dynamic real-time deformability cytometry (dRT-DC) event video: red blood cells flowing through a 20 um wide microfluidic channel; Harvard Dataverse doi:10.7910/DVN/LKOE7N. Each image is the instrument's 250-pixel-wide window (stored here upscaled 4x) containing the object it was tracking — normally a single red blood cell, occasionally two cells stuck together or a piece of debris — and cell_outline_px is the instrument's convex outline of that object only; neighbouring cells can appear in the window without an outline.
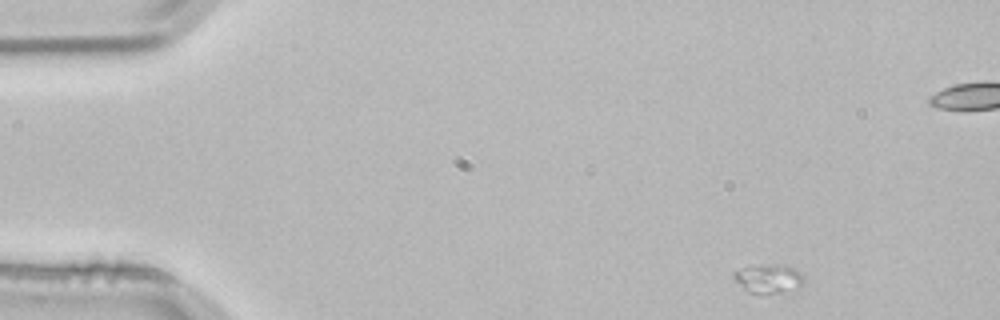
{"species": "common noctule bat (a hibernating species)", "species_latin": "Nyctalus noctula", "temperature_condition": "room temperature", "stored_images_in_passage": 4, "segment_of_instrument_passage": [1, 2], "camera_frame_rate_fps": 3000, "um_per_image_px": 0.085, "animal": {"sex": "male", "body_mass_g": 21.5, "forearm_length_mm": 52.0}, "frame": {"image": 1, "passage_image": 1, "time_ms": 0.0, "image_size_px": [1000, 320], "cell_outline_px": [[804, 280], [800, 284], [780, 292], [748, 292], [732, 276], [732, 272], [744, 268], [772, 264], [776, 264], [792, 268], [800, 272], [804, 276]], "centroid_in_image_um": [65.29, 23.65], "position_along_channel_um": 19.7, "area_um2": 10.98}}
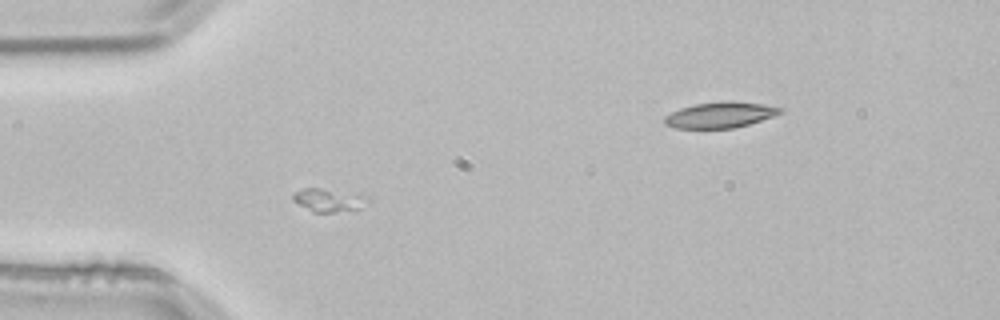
{"frame": {"image": 2, "passage_image": 3, "time_ms": 0.667, "image_size_px": [1000, 320], "cell_outline_px": [[372, 200], [368, 204], [360, 208], [336, 212], [312, 212], [292, 200], [292, 196], [296, 192], [304, 188], [320, 188], [368, 196]], "centroid_in_image_um": [27.98, 17.02], "position_along_channel_um": 57.0, "area_um2": 10.06}}